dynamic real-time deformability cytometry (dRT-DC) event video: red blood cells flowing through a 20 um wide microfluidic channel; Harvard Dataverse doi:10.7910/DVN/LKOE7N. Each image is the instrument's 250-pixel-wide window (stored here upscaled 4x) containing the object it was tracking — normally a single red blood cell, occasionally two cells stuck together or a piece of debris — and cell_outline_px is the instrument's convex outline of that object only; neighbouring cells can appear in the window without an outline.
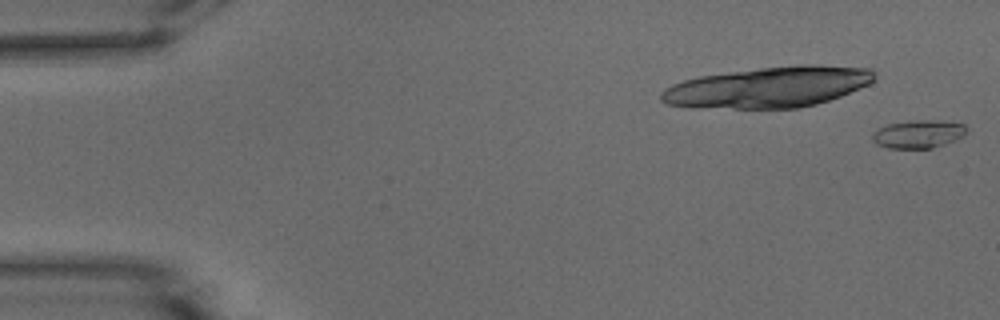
{"species": "common noctule bat (a hibernating species)", "species_latin": "Nyctalus noctula", "temperature_condition": "warm", "stored_images_in_passage": 5, "camera_frame_rate_fps": 3000, "um_per_image_px": 0.085, "animal": {"sex": "male", "body_mass_g": 15.6}, "frame": {"image": 1, "passage_image": 5, "time_ms": 1.333, "image_size_px": [1000, 320], "cell_outline_px": [[968, 128], [964, 136], [956, 140], [932, 148], [888, 148], [876, 144], [872, 140], [872, 132], [876, 128], [888, 124], [908, 120], [940, 120], [964, 124]], "centroid_in_image_um": [78.04, 11.38], "position_along_channel_um": 7.0, "area_um2": 15.72}}